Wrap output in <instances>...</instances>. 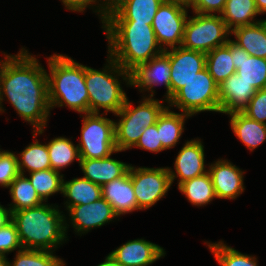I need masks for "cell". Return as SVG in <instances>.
Instances as JSON below:
<instances>
[{"label": "cell", "instance_id": "35", "mask_svg": "<svg viewBox=\"0 0 266 266\" xmlns=\"http://www.w3.org/2000/svg\"><path fill=\"white\" fill-rule=\"evenodd\" d=\"M208 246L221 266H258L256 258L242 254L221 241Z\"/></svg>", "mask_w": 266, "mask_h": 266}, {"label": "cell", "instance_id": "21", "mask_svg": "<svg viewBox=\"0 0 266 266\" xmlns=\"http://www.w3.org/2000/svg\"><path fill=\"white\" fill-rule=\"evenodd\" d=\"M164 0H123L106 16L104 22H136L152 24L159 6Z\"/></svg>", "mask_w": 266, "mask_h": 266}, {"label": "cell", "instance_id": "17", "mask_svg": "<svg viewBox=\"0 0 266 266\" xmlns=\"http://www.w3.org/2000/svg\"><path fill=\"white\" fill-rule=\"evenodd\" d=\"M208 170L217 198L235 199L243 191V173L227 160H219Z\"/></svg>", "mask_w": 266, "mask_h": 266}, {"label": "cell", "instance_id": "31", "mask_svg": "<svg viewBox=\"0 0 266 266\" xmlns=\"http://www.w3.org/2000/svg\"><path fill=\"white\" fill-rule=\"evenodd\" d=\"M50 158L51 169L59 171L74 161L75 158L80 162V153L78 146L64 137L52 139L47 144Z\"/></svg>", "mask_w": 266, "mask_h": 266}, {"label": "cell", "instance_id": "6", "mask_svg": "<svg viewBox=\"0 0 266 266\" xmlns=\"http://www.w3.org/2000/svg\"><path fill=\"white\" fill-rule=\"evenodd\" d=\"M139 106L133 108L126 98L124 106L115 115L121 117L114 123L115 146L117 151L134 147L145 128L155 124L159 115L166 108L162 102L151 97L143 99Z\"/></svg>", "mask_w": 266, "mask_h": 266}, {"label": "cell", "instance_id": "13", "mask_svg": "<svg viewBox=\"0 0 266 266\" xmlns=\"http://www.w3.org/2000/svg\"><path fill=\"white\" fill-rule=\"evenodd\" d=\"M170 73L171 67L168 54L163 51L146 63L139 64L130 72V85L140 87L142 90H150L153 97L154 85H163L167 89L166 101L170 99Z\"/></svg>", "mask_w": 266, "mask_h": 266}, {"label": "cell", "instance_id": "29", "mask_svg": "<svg viewBox=\"0 0 266 266\" xmlns=\"http://www.w3.org/2000/svg\"><path fill=\"white\" fill-rule=\"evenodd\" d=\"M178 189L193 205L197 206L206 205L216 198L209 172L184 181L178 186Z\"/></svg>", "mask_w": 266, "mask_h": 266}, {"label": "cell", "instance_id": "42", "mask_svg": "<svg viewBox=\"0 0 266 266\" xmlns=\"http://www.w3.org/2000/svg\"><path fill=\"white\" fill-rule=\"evenodd\" d=\"M62 2L67 9L81 12L84 11V9L87 8L88 5H92V2L94 3V0H62Z\"/></svg>", "mask_w": 266, "mask_h": 266}, {"label": "cell", "instance_id": "43", "mask_svg": "<svg viewBox=\"0 0 266 266\" xmlns=\"http://www.w3.org/2000/svg\"><path fill=\"white\" fill-rule=\"evenodd\" d=\"M10 220H11L10 209H6L2 205H0V228Z\"/></svg>", "mask_w": 266, "mask_h": 266}, {"label": "cell", "instance_id": "25", "mask_svg": "<svg viewBox=\"0 0 266 266\" xmlns=\"http://www.w3.org/2000/svg\"><path fill=\"white\" fill-rule=\"evenodd\" d=\"M62 193L69 199L67 210L75 205L89 204L102 197V186H99L86 178H74L65 182L63 180Z\"/></svg>", "mask_w": 266, "mask_h": 266}, {"label": "cell", "instance_id": "26", "mask_svg": "<svg viewBox=\"0 0 266 266\" xmlns=\"http://www.w3.org/2000/svg\"><path fill=\"white\" fill-rule=\"evenodd\" d=\"M260 14L255 0H226L224 11L221 13L228 29L232 31L240 26L255 24L254 17ZM233 27V28H232Z\"/></svg>", "mask_w": 266, "mask_h": 266}, {"label": "cell", "instance_id": "2", "mask_svg": "<svg viewBox=\"0 0 266 266\" xmlns=\"http://www.w3.org/2000/svg\"><path fill=\"white\" fill-rule=\"evenodd\" d=\"M103 24L109 42V56L128 72L165 50L158 46L152 24L136 22Z\"/></svg>", "mask_w": 266, "mask_h": 266}, {"label": "cell", "instance_id": "5", "mask_svg": "<svg viewBox=\"0 0 266 266\" xmlns=\"http://www.w3.org/2000/svg\"><path fill=\"white\" fill-rule=\"evenodd\" d=\"M103 71L85 66V84L89 95V113H99L100 108H104L106 112L111 111L116 114L124 106L126 94L120 86V82L116 78L123 76L127 85H130V72L122 69L118 63L109 56ZM111 69V70H109ZM114 74V76L111 74ZM115 72V73H114Z\"/></svg>", "mask_w": 266, "mask_h": 266}, {"label": "cell", "instance_id": "10", "mask_svg": "<svg viewBox=\"0 0 266 266\" xmlns=\"http://www.w3.org/2000/svg\"><path fill=\"white\" fill-rule=\"evenodd\" d=\"M187 2L164 0L153 18L152 27L159 46L181 47L187 17Z\"/></svg>", "mask_w": 266, "mask_h": 266}, {"label": "cell", "instance_id": "32", "mask_svg": "<svg viewBox=\"0 0 266 266\" xmlns=\"http://www.w3.org/2000/svg\"><path fill=\"white\" fill-rule=\"evenodd\" d=\"M20 158H17L18 169L20 174L24 175V169H28L29 173L34 171L46 170L51 168L47 144L43 145L35 140L21 152Z\"/></svg>", "mask_w": 266, "mask_h": 266}, {"label": "cell", "instance_id": "45", "mask_svg": "<svg viewBox=\"0 0 266 266\" xmlns=\"http://www.w3.org/2000/svg\"><path fill=\"white\" fill-rule=\"evenodd\" d=\"M255 4L259 13H266V0H255Z\"/></svg>", "mask_w": 266, "mask_h": 266}, {"label": "cell", "instance_id": "40", "mask_svg": "<svg viewBox=\"0 0 266 266\" xmlns=\"http://www.w3.org/2000/svg\"><path fill=\"white\" fill-rule=\"evenodd\" d=\"M226 0H188L187 6L192 7L194 13L212 14L211 12L224 11Z\"/></svg>", "mask_w": 266, "mask_h": 266}, {"label": "cell", "instance_id": "7", "mask_svg": "<svg viewBox=\"0 0 266 266\" xmlns=\"http://www.w3.org/2000/svg\"><path fill=\"white\" fill-rule=\"evenodd\" d=\"M218 86L205 67L180 88L168 102L190 116L202 111L219 112Z\"/></svg>", "mask_w": 266, "mask_h": 266}, {"label": "cell", "instance_id": "46", "mask_svg": "<svg viewBox=\"0 0 266 266\" xmlns=\"http://www.w3.org/2000/svg\"><path fill=\"white\" fill-rule=\"evenodd\" d=\"M6 259V256L0 254V266H8L9 262Z\"/></svg>", "mask_w": 266, "mask_h": 266}, {"label": "cell", "instance_id": "11", "mask_svg": "<svg viewBox=\"0 0 266 266\" xmlns=\"http://www.w3.org/2000/svg\"><path fill=\"white\" fill-rule=\"evenodd\" d=\"M134 194L138 206L147 209L166 195L172 185L168 168H135L130 166Z\"/></svg>", "mask_w": 266, "mask_h": 266}, {"label": "cell", "instance_id": "27", "mask_svg": "<svg viewBox=\"0 0 266 266\" xmlns=\"http://www.w3.org/2000/svg\"><path fill=\"white\" fill-rule=\"evenodd\" d=\"M188 117H190L189 114L169 111V107H166L159 115L157 130L164 149H170L176 145L184 130L185 118Z\"/></svg>", "mask_w": 266, "mask_h": 266}, {"label": "cell", "instance_id": "30", "mask_svg": "<svg viewBox=\"0 0 266 266\" xmlns=\"http://www.w3.org/2000/svg\"><path fill=\"white\" fill-rule=\"evenodd\" d=\"M10 194L13 205L11 213L25 208H31L43 203L35 188L32 186L29 178L19 174L10 184Z\"/></svg>", "mask_w": 266, "mask_h": 266}, {"label": "cell", "instance_id": "3", "mask_svg": "<svg viewBox=\"0 0 266 266\" xmlns=\"http://www.w3.org/2000/svg\"><path fill=\"white\" fill-rule=\"evenodd\" d=\"M56 207L40 204L11 213L24 249L51 251L66 238L65 217ZM65 224V225H64Z\"/></svg>", "mask_w": 266, "mask_h": 266}, {"label": "cell", "instance_id": "28", "mask_svg": "<svg viewBox=\"0 0 266 266\" xmlns=\"http://www.w3.org/2000/svg\"><path fill=\"white\" fill-rule=\"evenodd\" d=\"M205 67L218 85L236 73L231 55V40L206 54Z\"/></svg>", "mask_w": 266, "mask_h": 266}, {"label": "cell", "instance_id": "12", "mask_svg": "<svg viewBox=\"0 0 266 266\" xmlns=\"http://www.w3.org/2000/svg\"><path fill=\"white\" fill-rule=\"evenodd\" d=\"M165 52L169 56L170 73V98L182 88L196 73L205 68L206 54L200 51L188 50L183 47L171 48Z\"/></svg>", "mask_w": 266, "mask_h": 266}, {"label": "cell", "instance_id": "4", "mask_svg": "<svg viewBox=\"0 0 266 266\" xmlns=\"http://www.w3.org/2000/svg\"><path fill=\"white\" fill-rule=\"evenodd\" d=\"M48 65L50 68V74H47L50 107L65 105L78 113H89L85 66L68 56L56 54L48 58Z\"/></svg>", "mask_w": 266, "mask_h": 266}, {"label": "cell", "instance_id": "8", "mask_svg": "<svg viewBox=\"0 0 266 266\" xmlns=\"http://www.w3.org/2000/svg\"><path fill=\"white\" fill-rule=\"evenodd\" d=\"M195 14L186 21L181 47L207 54L228 43L231 31L220 15Z\"/></svg>", "mask_w": 266, "mask_h": 266}, {"label": "cell", "instance_id": "14", "mask_svg": "<svg viewBox=\"0 0 266 266\" xmlns=\"http://www.w3.org/2000/svg\"><path fill=\"white\" fill-rule=\"evenodd\" d=\"M218 89L219 112L225 114L242 112L257 91L236 73L219 84Z\"/></svg>", "mask_w": 266, "mask_h": 266}, {"label": "cell", "instance_id": "1", "mask_svg": "<svg viewBox=\"0 0 266 266\" xmlns=\"http://www.w3.org/2000/svg\"><path fill=\"white\" fill-rule=\"evenodd\" d=\"M5 94V95H4ZM3 95L36 134H42L50 114L47 72L37 59L22 50L17 55H6L0 63V112Z\"/></svg>", "mask_w": 266, "mask_h": 266}, {"label": "cell", "instance_id": "38", "mask_svg": "<svg viewBox=\"0 0 266 266\" xmlns=\"http://www.w3.org/2000/svg\"><path fill=\"white\" fill-rule=\"evenodd\" d=\"M242 112L249 118L266 124V88L257 90Z\"/></svg>", "mask_w": 266, "mask_h": 266}, {"label": "cell", "instance_id": "18", "mask_svg": "<svg viewBox=\"0 0 266 266\" xmlns=\"http://www.w3.org/2000/svg\"><path fill=\"white\" fill-rule=\"evenodd\" d=\"M110 254L122 266H148L165 255L162 247L144 239L128 241Z\"/></svg>", "mask_w": 266, "mask_h": 266}, {"label": "cell", "instance_id": "33", "mask_svg": "<svg viewBox=\"0 0 266 266\" xmlns=\"http://www.w3.org/2000/svg\"><path fill=\"white\" fill-rule=\"evenodd\" d=\"M29 180L43 202L56 192L60 191L62 193L64 179L59 171L51 168L34 171L30 173Z\"/></svg>", "mask_w": 266, "mask_h": 266}, {"label": "cell", "instance_id": "39", "mask_svg": "<svg viewBox=\"0 0 266 266\" xmlns=\"http://www.w3.org/2000/svg\"><path fill=\"white\" fill-rule=\"evenodd\" d=\"M134 146L155 153L165 150L160 141L159 132L157 130V122L144 129V132Z\"/></svg>", "mask_w": 266, "mask_h": 266}, {"label": "cell", "instance_id": "41", "mask_svg": "<svg viewBox=\"0 0 266 266\" xmlns=\"http://www.w3.org/2000/svg\"><path fill=\"white\" fill-rule=\"evenodd\" d=\"M122 1L123 0H104L105 3L103 2V5L105 6L103 7L101 6L102 4H99L101 8H99L97 12L101 14L102 23H104L106 16L114 11L122 3ZM95 2L96 0H94V3Z\"/></svg>", "mask_w": 266, "mask_h": 266}, {"label": "cell", "instance_id": "22", "mask_svg": "<svg viewBox=\"0 0 266 266\" xmlns=\"http://www.w3.org/2000/svg\"><path fill=\"white\" fill-rule=\"evenodd\" d=\"M79 165L84 173L83 178L99 186L124 176L131 166L110 156L102 159H80Z\"/></svg>", "mask_w": 266, "mask_h": 266}, {"label": "cell", "instance_id": "24", "mask_svg": "<svg viewBox=\"0 0 266 266\" xmlns=\"http://www.w3.org/2000/svg\"><path fill=\"white\" fill-rule=\"evenodd\" d=\"M229 115L233 132L251 151L265 141L266 124L249 118L243 112Z\"/></svg>", "mask_w": 266, "mask_h": 266}, {"label": "cell", "instance_id": "20", "mask_svg": "<svg viewBox=\"0 0 266 266\" xmlns=\"http://www.w3.org/2000/svg\"><path fill=\"white\" fill-rule=\"evenodd\" d=\"M102 197L112 206L117 216L142 210L136 201L129 171L124 176L104 184Z\"/></svg>", "mask_w": 266, "mask_h": 266}, {"label": "cell", "instance_id": "19", "mask_svg": "<svg viewBox=\"0 0 266 266\" xmlns=\"http://www.w3.org/2000/svg\"><path fill=\"white\" fill-rule=\"evenodd\" d=\"M232 61L236 74L256 90L266 88V59L249 55L231 40Z\"/></svg>", "mask_w": 266, "mask_h": 266}, {"label": "cell", "instance_id": "36", "mask_svg": "<svg viewBox=\"0 0 266 266\" xmlns=\"http://www.w3.org/2000/svg\"><path fill=\"white\" fill-rule=\"evenodd\" d=\"M17 156L9 151L0 154V185L9 187L11 182L20 174Z\"/></svg>", "mask_w": 266, "mask_h": 266}, {"label": "cell", "instance_id": "9", "mask_svg": "<svg viewBox=\"0 0 266 266\" xmlns=\"http://www.w3.org/2000/svg\"><path fill=\"white\" fill-rule=\"evenodd\" d=\"M114 121L99 113H85L80 143V159H102L119 152L115 146Z\"/></svg>", "mask_w": 266, "mask_h": 266}, {"label": "cell", "instance_id": "15", "mask_svg": "<svg viewBox=\"0 0 266 266\" xmlns=\"http://www.w3.org/2000/svg\"><path fill=\"white\" fill-rule=\"evenodd\" d=\"M68 211L72 225L78 233H85L91 228L100 227L118 217L103 197L89 204L72 206Z\"/></svg>", "mask_w": 266, "mask_h": 266}, {"label": "cell", "instance_id": "34", "mask_svg": "<svg viewBox=\"0 0 266 266\" xmlns=\"http://www.w3.org/2000/svg\"><path fill=\"white\" fill-rule=\"evenodd\" d=\"M8 266H64L63 260L53 255L52 251L21 249L15 260Z\"/></svg>", "mask_w": 266, "mask_h": 266}, {"label": "cell", "instance_id": "16", "mask_svg": "<svg viewBox=\"0 0 266 266\" xmlns=\"http://www.w3.org/2000/svg\"><path fill=\"white\" fill-rule=\"evenodd\" d=\"M204 158V146L201 141L195 139L187 141L175 159L174 167L177 175L168 168L171 183L179 177V186L184 181L207 173Z\"/></svg>", "mask_w": 266, "mask_h": 266}, {"label": "cell", "instance_id": "37", "mask_svg": "<svg viewBox=\"0 0 266 266\" xmlns=\"http://www.w3.org/2000/svg\"><path fill=\"white\" fill-rule=\"evenodd\" d=\"M18 248L19 250L23 249L16 226L10 220L0 228V254L6 256L5 253Z\"/></svg>", "mask_w": 266, "mask_h": 266}, {"label": "cell", "instance_id": "23", "mask_svg": "<svg viewBox=\"0 0 266 266\" xmlns=\"http://www.w3.org/2000/svg\"><path fill=\"white\" fill-rule=\"evenodd\" d=\"M236 45L249 55L266 59V25L263 21L232 29Z\"/></svg>", "mask_w": 266, "mask_h": 266}, {"label": "cell", "instance_id": "44", "mask_svg": "<svg viewBox=\"0 0 266 266\" xmlns=\"http://www.w3.org/2000/svg\"><path fill=\"white\" fill-rule=\"evenodd\" d=\"M98 266H122L119 262H117L111 254H109L105 261Z\"/></svg>", "mask_w": 266, "mask_h": 266}]
</instances>
